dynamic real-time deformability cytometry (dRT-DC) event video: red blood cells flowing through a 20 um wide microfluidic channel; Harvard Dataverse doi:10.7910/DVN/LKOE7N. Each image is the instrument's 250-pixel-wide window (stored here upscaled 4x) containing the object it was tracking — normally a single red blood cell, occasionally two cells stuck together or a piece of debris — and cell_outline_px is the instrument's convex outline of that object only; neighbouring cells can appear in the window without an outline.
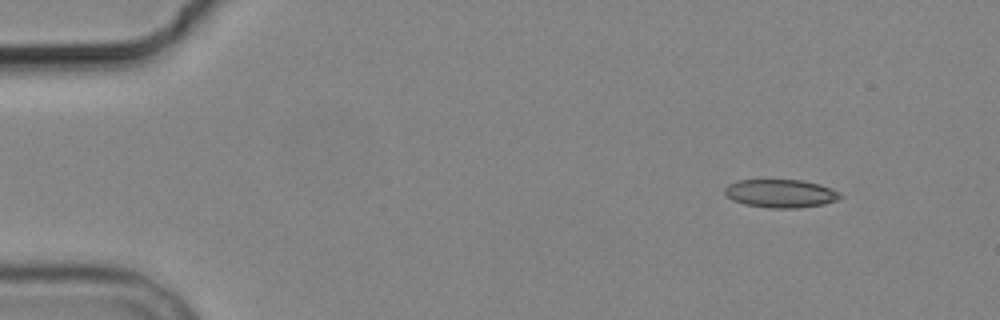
{"species": "common noctule bat (a hibernating species)", "species_latin": "Nyctalus noctula", "temperature_condition": "cold", "stored_images_in_passage": 4, "camera_frame_rate_fps": 3000, "um_per_image_px": 0.085, "animal": {"sex": "male", "body_mass_g": 19.2, "forearm_length_mm": 51.8}, "frame": {"image": 1, "passage_image": 1, "time_ms": 0.0, "image_size_px": [1000, 320], "cell_outline_px": [[844, 196], [836, 200], [824, 204], [796, 208], [768, 208], [744, 204], [732, 200], [724, 192], [724, 188], [728, 184], [736, 180], [800, 180], [820, 184], [832, 188], [840, 192]], "centroid_in_image_um": [66.36, 16.44], "position_along_channel_um": 18.6, "area_um2": 19.13}}
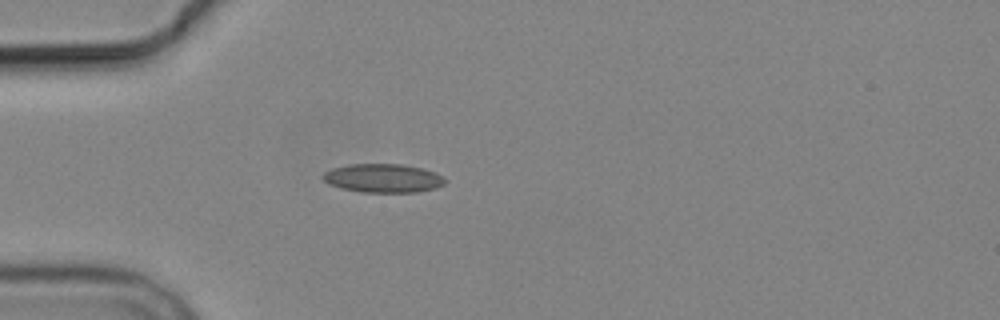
{"frame": {"image": 2, "passage_image": 4, "time_ms": 3.333, "image_size_px": [1000, 320], "cell_outline_px": [[448, 180], [444, 184], [436, 188], [416, 192], [360, 192], [340, 188], [328, 184], [320, 176], [324, 172], [332, 168], [348, 164], [400, 164], [424, 168], [436, 172], [444, 176]], "centroid_in_image_um": [32.57, 15.14], "position_along_channel_um": 52.4, "area_um2": 20.75}}